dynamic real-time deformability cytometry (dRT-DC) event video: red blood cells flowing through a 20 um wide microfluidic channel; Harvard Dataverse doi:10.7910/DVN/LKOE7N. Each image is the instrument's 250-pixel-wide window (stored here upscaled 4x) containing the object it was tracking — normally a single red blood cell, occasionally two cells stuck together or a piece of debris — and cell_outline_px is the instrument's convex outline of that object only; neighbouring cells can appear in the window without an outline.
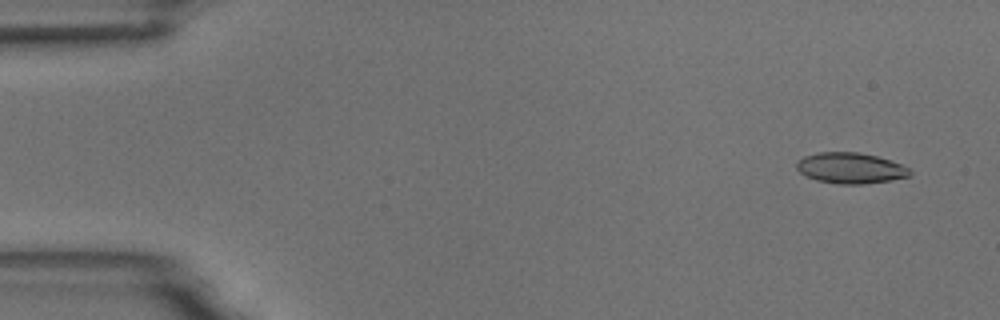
{"species": "common noctule bat (a hibernating species)", "species_latin": "Nyctalus noctula", "temperature_condition": "room temperature", "stored_images_in_passage": 4, "camera_frame_rate_fps": 3000, "um_per_image_px": 0.085, "animal": {"sex": "male", "body_mass_g": 18.8}, "frame": {"image": 1, "passage_image": 1, "time_ms": 0.0, "image_size_px": [1000, 320], "cell_outline_px": [[912, 172], [908, 176], [892, 180], [860, 184], [840, 184], [816, 180], [804, 176], [796, 168], [796, 160], [804, 156], [820, 152], [856, 152], [876, 156], [900, 164], [908, 168]], "centroid_in_image_um": [72.23, 14.29], "position_along_channel_um": 12.8, "area_um2": 20.23}}
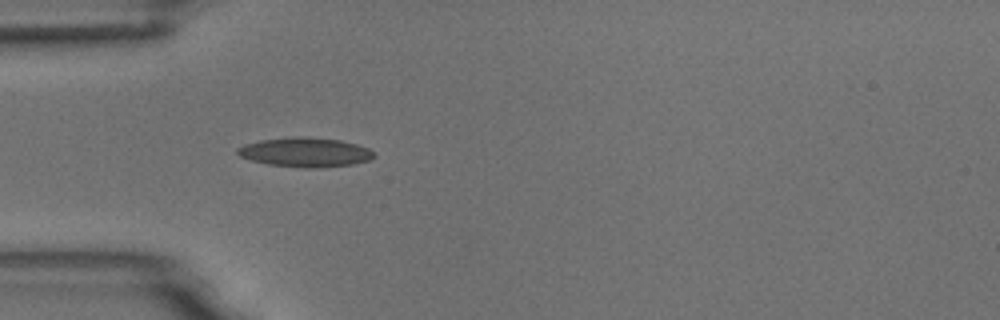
{"frame": {"image": 2, "passage_image": 4, "time_ms": 4.333, "image_size_px": [1000, 320], "cell_outline_px": [[376, 156], [368, 160], [352, 164], [320, 168], [300, 168], [268, 164], [252, 160], [240, 156], [236, 152], [236, 148], [244, 144], [260, 140], [292, 136], [300, 136], [340, 140], [356, 144], [368, 148], [376, 152]], "centroid_in_image_um": [25.94, 12.94], "position_along_channel_um": 59.1, "area_um2": 23.52}}